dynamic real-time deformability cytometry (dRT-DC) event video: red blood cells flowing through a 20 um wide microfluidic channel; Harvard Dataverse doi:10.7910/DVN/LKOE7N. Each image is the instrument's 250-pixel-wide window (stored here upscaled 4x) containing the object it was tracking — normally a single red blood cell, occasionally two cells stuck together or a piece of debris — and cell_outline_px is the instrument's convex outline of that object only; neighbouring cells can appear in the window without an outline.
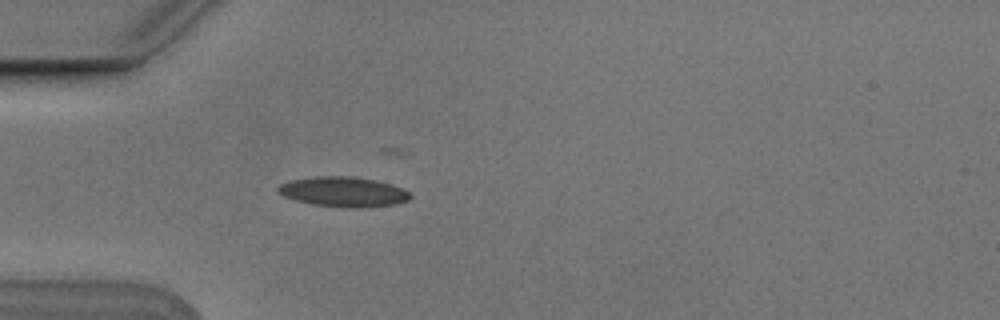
{"species": "Egyptian fruit bat (a non-hibernating species)", "species_latin": "Rousettus aegyptiacus", "temperature_condition": "cold", "stored_images_in_passage": 5, "camera_frame_rate_fps": 3000, "um_per_image_px": 0.085, "animal": {"sex": "male"}, "frame": {"image": 1, "passage_image": 5, "time_ms": 1.333, "image_size_px": [1000, 320], "cell_outline_px": [[412, 196], [408, 200], [396, 204], [360, 208], [344, 208], [312, 204], [296, 200], [284, 196], [276, 192], [276, 188], [280, 184], [288, 180], [316, 176], [352, 176], [376, 180], [392, 184], [404, 188]], "centroid_in_image_um": [29.18, 16.3], "position_along_channel_um": 55.8, "area_um2": 23.41}}